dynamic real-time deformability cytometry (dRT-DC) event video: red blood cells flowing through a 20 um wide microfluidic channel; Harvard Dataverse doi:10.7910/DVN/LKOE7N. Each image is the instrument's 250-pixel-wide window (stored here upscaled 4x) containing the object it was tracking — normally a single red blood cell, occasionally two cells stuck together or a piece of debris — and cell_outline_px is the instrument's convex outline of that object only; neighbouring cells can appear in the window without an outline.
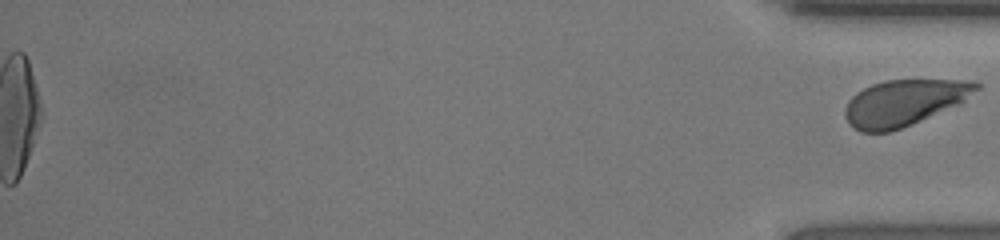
{"species": "human", "species_latin": "Homo sapiens", "temperature_condition": "room temperature", "stored_images_in_passage": 36, "segment_of_instrument_passage": [2, 2], "camera_frame_rate_fps": 3000, "um_per_image_px": 0.085, "donor": {"sex": "female"}, "frame": {"image": 1, "passage_image": 36, "time_ms": 11.667, "image_size_px": [1000, 240], "cell_outline_px": [[980, 88], [960, 104], [912, 124], [888, 132], [860, 132], [852, 128], [848, 124], [844, 116], [844, 108], [848, 100], [856, 92], [872, 84], [884, 80], [976, 80], [980, 84]], "centroid_in_image_um": [76.83, 8.73], "position_along_channel_um": 358.4, "area_um2": 35.55}}